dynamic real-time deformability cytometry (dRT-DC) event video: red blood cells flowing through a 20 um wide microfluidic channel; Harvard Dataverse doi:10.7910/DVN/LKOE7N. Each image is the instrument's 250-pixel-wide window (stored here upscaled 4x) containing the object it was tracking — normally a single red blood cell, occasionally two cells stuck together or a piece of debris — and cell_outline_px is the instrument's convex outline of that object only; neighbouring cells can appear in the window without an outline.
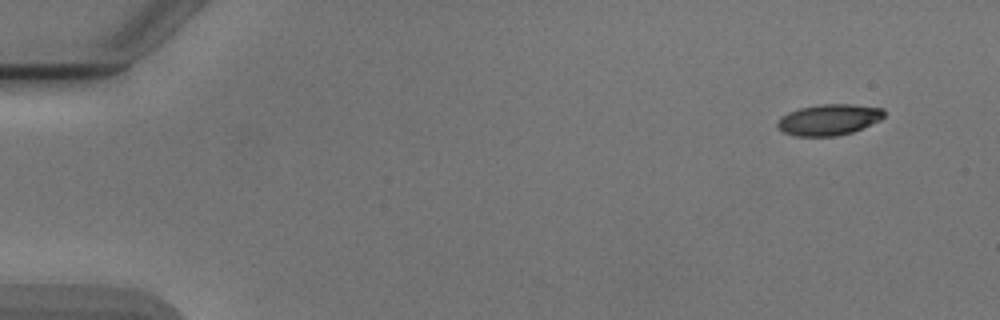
{"species": "Egyptian fruit bat (a non-hibernating species)", "species_latin": "Rousettus aegyptiacus", "temperature_condition": "cold", "stored_images_in_passage": 6, "segment_of_instrument_passage": [2, 2], "camera_frame_rate_fps": 3000, "um_per_image_px": 0.085, "animal": {"sex": "male"}, "frame": {"image": 1, "passage_image": 6, "time_ms": 6.667, "image_size_px": [1000, 320], "cell_outline_px": [[884, 116], [880, 120], [852, 132], [836, 136], [796, 136], [784, 132], [776, 128], [776, 120], [780, 116], [788, 112], [800, 108], [820, 104], [852, 104], [884, 108]], "centroid_in_image_um": [70.41, 10.17], "position_along_channel_um": 14.6, "area_um2": 19.42}}